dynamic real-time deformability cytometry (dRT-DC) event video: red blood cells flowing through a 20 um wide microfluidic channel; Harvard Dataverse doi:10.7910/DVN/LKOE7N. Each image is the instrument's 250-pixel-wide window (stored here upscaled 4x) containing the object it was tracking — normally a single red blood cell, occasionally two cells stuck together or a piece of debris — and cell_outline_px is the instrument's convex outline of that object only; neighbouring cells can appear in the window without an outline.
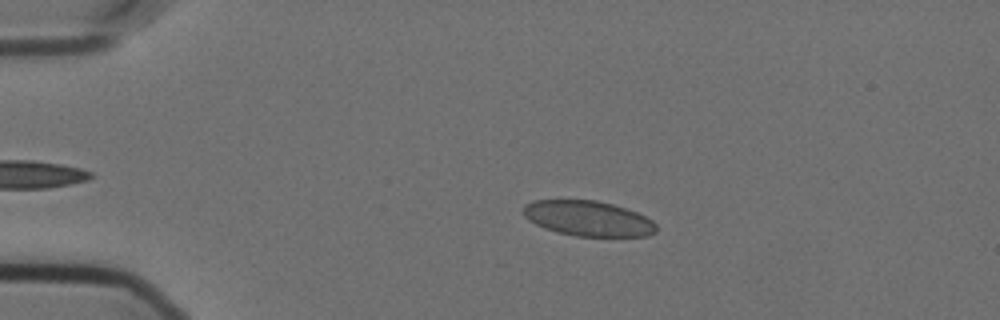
{"species": "Egyptian fruit bat (a non-hibernating species)", "species_latin": "Rousettus aegyptiacus", "temperature_condition": "cold", "stored_images_in_passage": 50, "camera_frame_rate_fps": 3000, "um_per_image_px": 0.085, "animal": {"sex": "female"}, "frame": {"image": 1, "passage_image": 12, "time_ms": 3.667, "image_size_px": [1000, 320], "cell_outline_px": [[656, 232], [648, 236], [576, 236], [556, 232], [544, 228], [528, 220], [520, 212], [524, 204], [532, 200], [596, 200], [612, 204], [636, 212], [652, 220], [656, 224]], "centroid_in_image_um": [49.94, 18.56], "position_along_channel_um": 35.1, "area_um2": 27.46}}
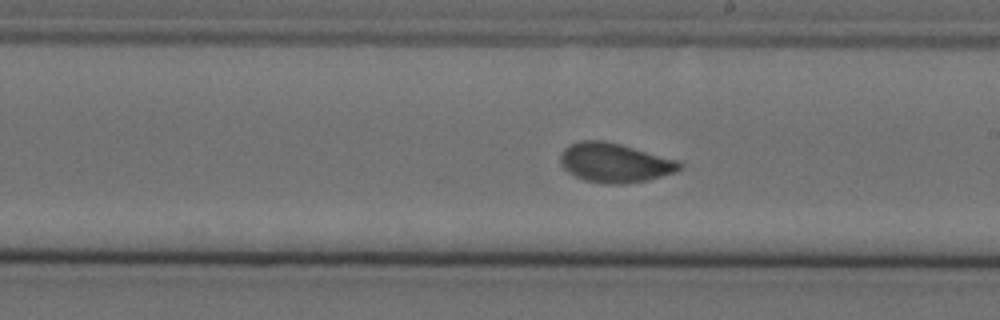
{"frame": {"image": 2, "passage_image": 33, "time_ms": 10.667, "image_size_px": [1000, 320], "cell_outline_px": [[684, 168], [676, 172], [648, 180], [624, 184], [608, 184], [584, 180], [568, 172], [560, 164], [560, 156], [564, 148], [580, 140], [604, 140], [620, 144], [676, 160], [684, 164]], "centroid_in_image_um": [52.26, 13.84], "position_along_channel_um": 236.7, "area_um2": 27.28}}
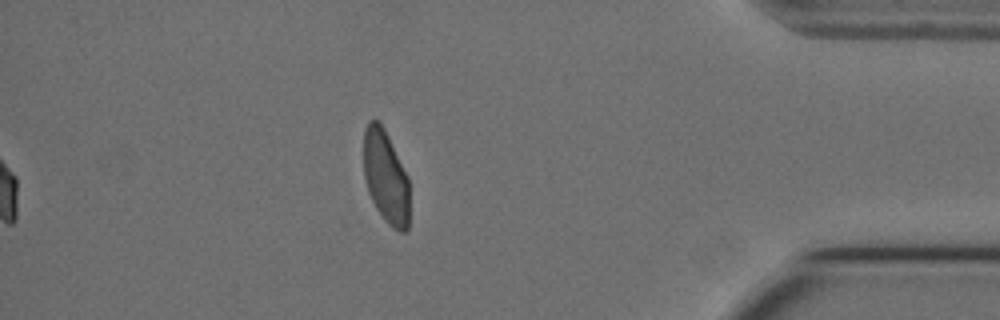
{"frame": {"image": 3, "passage_image": 50, "time_ms": 16.333, "image_size_px": [1000, 320], "cell_outline_px": [[408, 228], [404, 232], [400, 232], [392, 228], [384, 220], [376, 208], [368, 192], [364, 176], [364, 128], [368, 120], [380, 120], [408, 176]], "centroid_in_image_um": [32.77, 15.02], "position_along_channel_um": 402.4, "area_um2": 24.91}, "authors_computed_cell_mechanics": {"area_um2": 27.2816, "velocity_mm_per_s": 3.5593, "shape_relaxation_time_tau1_ms": 8.8505, "shape_relaxation_time_tau2_ms": null, "deformation_change_tau1": 0.1373, "deformation_change_tau2": null}}